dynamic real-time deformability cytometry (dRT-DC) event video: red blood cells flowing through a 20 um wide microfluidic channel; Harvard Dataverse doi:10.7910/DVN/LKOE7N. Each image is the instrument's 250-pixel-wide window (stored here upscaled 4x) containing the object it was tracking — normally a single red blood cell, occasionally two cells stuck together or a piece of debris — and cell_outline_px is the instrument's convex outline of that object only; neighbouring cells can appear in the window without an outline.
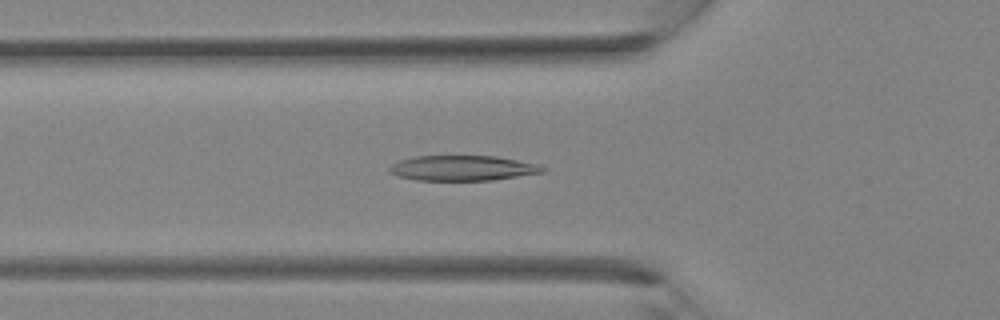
{"species": "Egyptian fruit bat (a non-hibernating species)", "species_latin": "Rousettus aegyptiacus", "temperature_condition": "room temperature", "stored_images_in_passage": 28, "camera_frame_rate_fps": 3000, "um_per_image_px": 0.085, "animal": {"sex": "female"}, "frame": {"image": 1, "passage_image": 5, "time_ms": 1.333, "image_size_px": [1000, 320], "cell_outline_px": [[548, 172], [492, 180], [416, 180], [400, 176], [388, 172], [388, 168], [392, 164], [400, 160], [416, 156], [496, 156], [536, 164], [548, 168]], "centroid_in_image_um": [39.36, 14.29], "position_along_channel_um": 86.4, "area_um2": 22.48}}
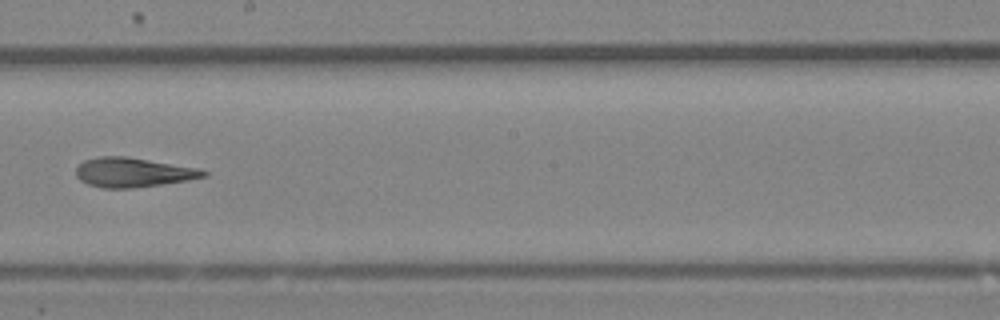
{"frame": {"image": 2, "passage_image": 13, "time_ms": 4.0, "image_size_px": [1000, 320], "cell_outline_px": [[208, 176], [188, 180], [132, 188], [104, 188], [88, 184], [80, 180], [76, 176], [76, 168], [84, 160], [100, 156], [128, 156], [200, 168], [208, 172]], "centroid_in_image_um": [11.33, 14.64], "position_along_channel_um": 236.9, "area_um2": 21.96}}
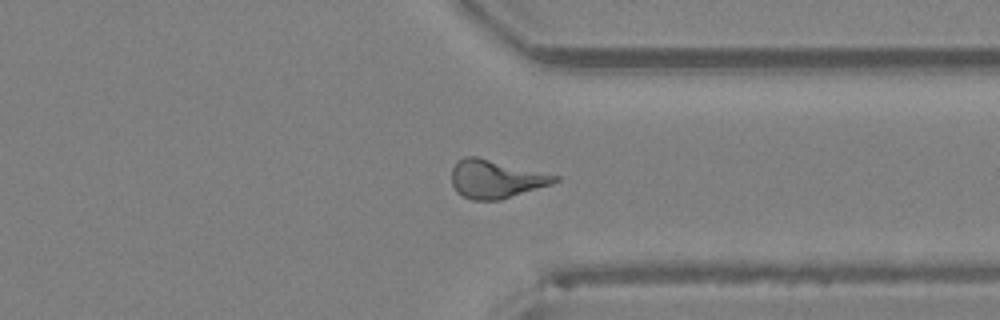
{"frame": {"image": 3, "passage_image": 20, "time_ms": 6.333, "image_size_px": [1000, 320], "cell_outline_px": [[560, 180], [552, 184], [500, 200], [472, 200], [456, 192], [452, 184], [452, 168], [464, 156], [476, 156], [560, 176]], "centroid_in_image_um": [42.15, 15.22], "position_along_channel_um": 369.2, "area_um2": 22.89}}